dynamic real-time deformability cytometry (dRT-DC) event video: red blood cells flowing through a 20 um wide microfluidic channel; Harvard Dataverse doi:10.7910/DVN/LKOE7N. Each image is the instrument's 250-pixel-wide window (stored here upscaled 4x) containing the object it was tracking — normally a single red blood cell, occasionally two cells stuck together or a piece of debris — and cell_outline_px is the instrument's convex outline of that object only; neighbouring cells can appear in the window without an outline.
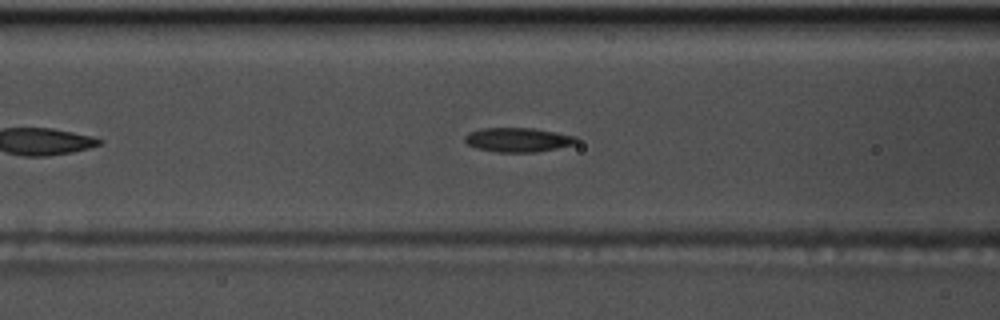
{"species": "common noctule bat (a hibernating species)", "species_latin": "Nyctalus noctula", "temperature_condition": "warm", "stored_images_in_passage": 42, "camera_frame_rate_fps": 3000, "um_per_image_px": 0.085, "animal": {"sex": "male", "body_mass_g": 17.5, "forearm_length_mm": 52.3}, "frame": {"image": 1, "passage_image": 13, "time_ms": 4.0, "image_size_px": [1000, 320], "cell_outline_px": [[576, 144], [536, 152], [496, 152], [476, 148], [468, 144], [464, 140], [464, 136], [468, 132], [480, 128], [532, 128], [576, 136]], "centroid_in_image_um": [43.98, 11.88], "position_along_channel_um": 122.6, "area_um2": 15.72}}
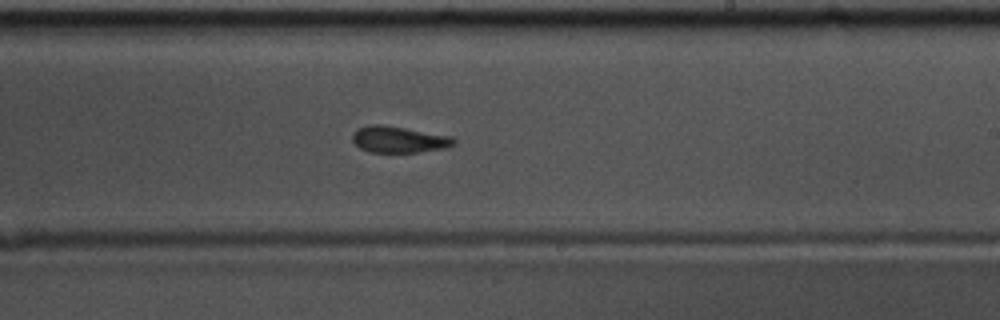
{"frame": {"image": 2, "passage_image": 24, "time_ms": 7.667, "image_size_px": [1000, 320], "cell_outline_px": [[456, 144], [444, 148], [420, 152], [372, 152], [360, 148], [352, 140], [352, 132], [368, 124], [380, 124], [452, 136], [456, 140]], "centroid_in_image_um": [33.91, 11.85], "position_along_channel_um": 255.1, "area_um2": 15.55}, "authors_computed_cell_mechanics": {"area_um2": 15.9817, "velocity_mm_per_s": 3.6275, "shape_relaxation_time_tau1_ms": 7.5869, "shape_relaxation_time_tau2_ms": 3.6197, "deformation_change_tau1": 0.134, "deformation_change_tau2": 0.1124}}